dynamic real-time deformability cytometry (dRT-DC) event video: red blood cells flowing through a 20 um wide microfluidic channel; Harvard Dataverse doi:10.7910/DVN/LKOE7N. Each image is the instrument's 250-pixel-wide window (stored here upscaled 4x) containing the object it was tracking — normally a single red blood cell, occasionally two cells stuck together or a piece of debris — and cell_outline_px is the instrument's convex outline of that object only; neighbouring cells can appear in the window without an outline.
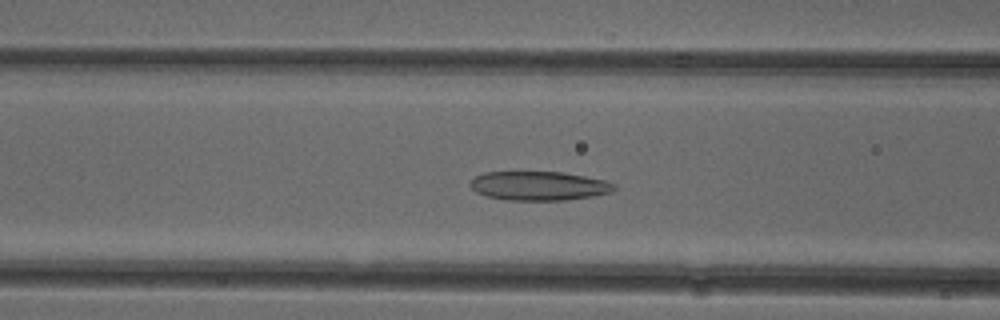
{"species": "common noctule bat (a hibernating species)", "species_latin": "Nyctalus noctula", "temperature_condition": "cold", "stored_images_in_passage": 51, "camera_frame_rate_fps": 3000, "um_per_image_px": 0.085, "animal": {"sex": "female"}, "frame": {"image": 1, "passage_image": 20, "time_ms": 6.333, "image_size_px": [1000, 320], "cell_outline_px": [[616, 188], [612, 192], [592, 196], [564, 200], [508, 200], [488, 196], [476, 192], [468, 184], [476, 176], [484, 172], [564, 172], [604, 180], [616, 184]], "centroid_in_image_um": [45.82, 15.79], "position_along_channel_um": 120.8, "area_um2": 24.28}}
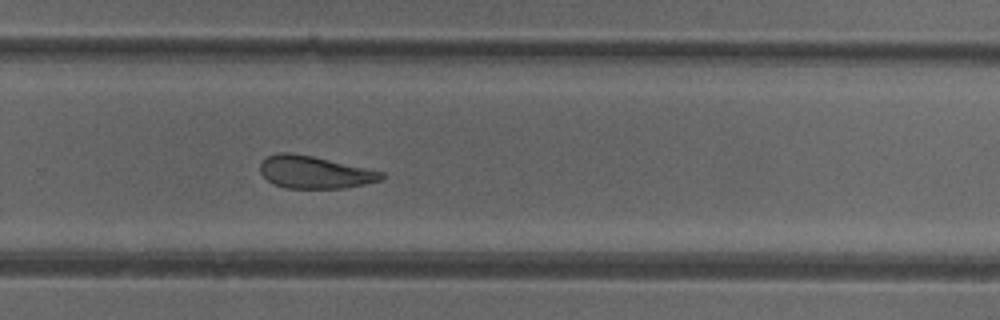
{"frame": {"image": 2, "passage_image": 34, "time_ms": 11.0, "image_size_px": [1000, 320], "cell_outline_px": [[384, 176], [380, 180], [364, 184], [344, 188], [284, 188], [272, 184], [260, 172], [260, 164], [268, 156], [276, 152], [292, 152], [312, 156], [384, 172]], "centroid_in_image_um": [26.7, 14.64], "position_along_channel_um": 303.1, "area_um2": 22.83}}
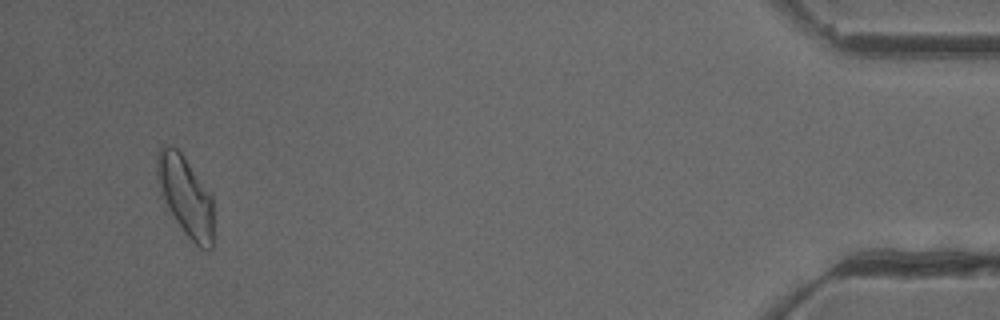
{"frame": {"image": 3, "passage_image": 49, "time_ms": 16.0, "image_size_px": [1000, 320], "cell_outline_px": [[212, 248], [208, 252], [200, 248], [184, 232], [160, 196], [156, 176], [156, 152], [160, 144], [168, 144], [176, 148], [184, 156], [212, 196]], "centroid_in_image_um": [15.72, 16.61], "position_along_channel_um": 419.5, "area_um2": 26.47}, "authors_computed_cell_mechanics": {"area_um2": 25.2008, "velocity_mm_per_s": 3.9129, "shape_relaxation_time_tau1_ms": 8.1681, "shape_relaxation_time_tau2_ms": 2.6889, "deformation_change_tau1": 0.1707, "deformation_change_tau2": 0.1034}}